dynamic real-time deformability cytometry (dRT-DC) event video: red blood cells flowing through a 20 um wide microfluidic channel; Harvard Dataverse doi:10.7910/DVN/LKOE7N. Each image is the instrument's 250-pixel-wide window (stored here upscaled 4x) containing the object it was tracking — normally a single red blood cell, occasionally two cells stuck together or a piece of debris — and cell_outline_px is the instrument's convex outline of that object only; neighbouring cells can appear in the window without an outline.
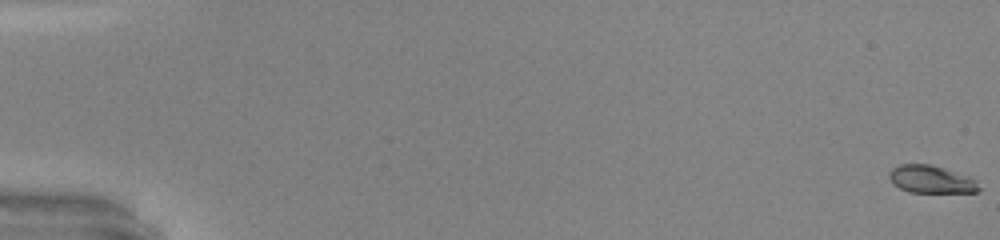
{"species": "common noctule bat (a hibernating species)", "species_latin": "Nyctalus noctula", "temperature_condition": "warm", "stored_images_in_passage": 50, "camera_frame_rate_fps": 3000, "um_per_image_px": 0.085, "animal": {"sex": "male", "body_mass_g": 20.0, "forearm_length_mm": 53.3}, "frame": {"image": 1, "passage_image": 1, "time_ms": 0.0, "image_size_px": [1000, 240], "cell_outline_px": [[980, 188], [976, 192], [908, 192], [892, 184], [888, 176], [888, 172], [892, 168], [900, 164], [928, 164], [968, 176], [976, 180]], "centroid_in_image_um": [79.09, 15.25], "position_along_channel_um": 5.9, "area_um2": 14.33}}
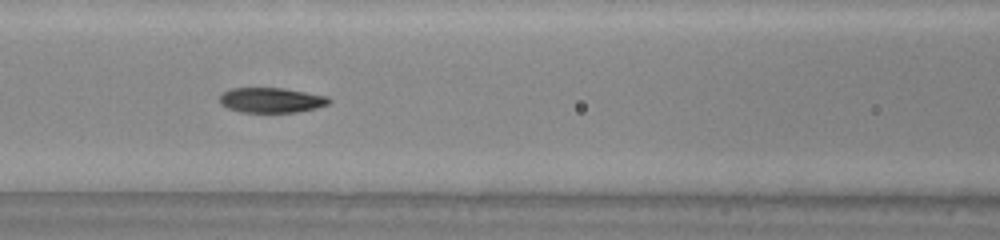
{"frame": {"image": 2, "passage_image": 24, "time_ms": 7.667, "image_size_px": [1000, 240], "cell_outline_px": [[332, 100], [328, 104], [316, 108], [296, 112], [240, 112], [228, 108], [220, 104], [220, 96], [224, 92], [232, 88], [284, 88], [328, 96]], "centroid_in_image_um": [23.08, 8.51], "position_along_channel_um": 143.5, "area_um2": 15.95}}
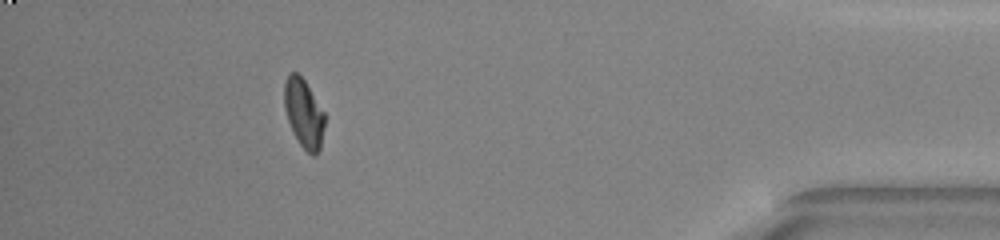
{"frame": {"image": 3, "passage_image": 46, "time_ms": 15.0, "image_size_px": [1000, 240], "cell_outline_px": [[324, 128], [320, 148], [316, 156], [312, 156], [300, 144], [292, 132], [284, 108], [284, 84], [288, 72], [296, 72], [304, 80], [324, 112]], "centroid_in_image_um": [25.8, 9.64], "position_along_channel_um": 409.4, "area_um2": 16.13}, "authors_computed_cell_mechanics": {"area_um2": 16.184, "velocity_mm_per_s": 4.2765, "shape_relaxation_time_tau1_ms": 3.9035, "shape_relaxation_time_tau2_ms": null, "deformation_change_tau1": 0.2049, "deformation_change_tau2": null}}